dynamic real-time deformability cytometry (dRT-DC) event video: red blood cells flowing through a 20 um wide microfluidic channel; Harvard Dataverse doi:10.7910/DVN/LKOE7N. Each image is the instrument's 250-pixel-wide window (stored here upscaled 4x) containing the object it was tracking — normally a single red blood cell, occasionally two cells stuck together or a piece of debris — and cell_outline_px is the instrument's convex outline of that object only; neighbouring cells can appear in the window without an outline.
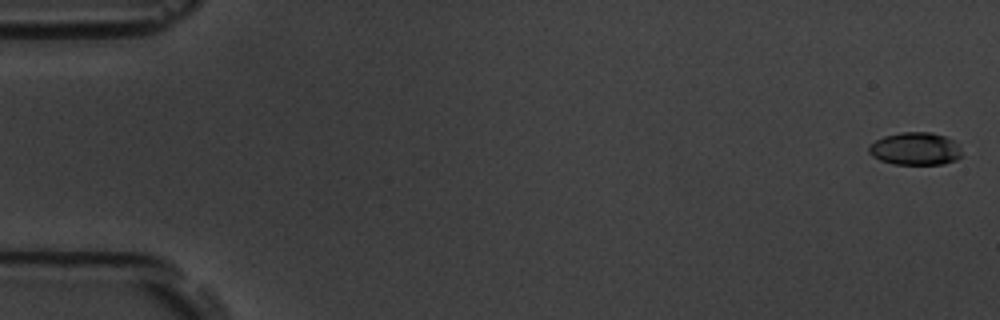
{"species": "common noctule bat (a hibernating species)", "species_latin": "Nyctalus noctula", "temperature_condition": "room temperature", "stored_images_in_passage": 5, "camera_frame_rate_fps": 3000, "um_per_image_px": 0.085, "animal": {"sex": "male", "body_mass_g": 19.5, "forearm_length_mm": 54.6}, "frame": {"image": 1, "passage_image": 1, "time_ms": 0.0, "image_size_px": [1000, 320], "cell_outline_px": [[964, 156], [956, 160], [944, 164], [892, 164], [880, 160], [872, 156], [868, 152], [868, 144], [884, 136], [900, 132], [932, 132], [944, 136], [952, 140], [960, 148]], "centroid_in_image_um": [77.79, 12.65], "position_along_channel_um": 7.2, "area_um2": 17.92}}
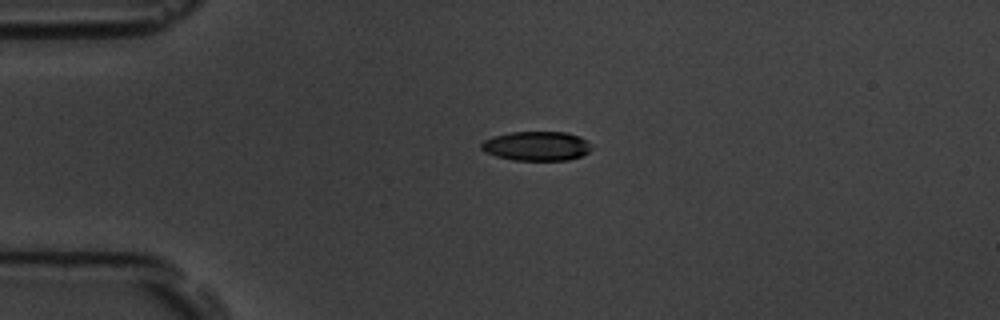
{"frame": {"image": 2, "passage_image": 4, "time_ms": 4.333, "image_size_px": [1000, 320], "cell_outline_px": [[592, 148], [588, 152], [580, 156], [568, 160], [516, 160], [496, 156], [484, 152], [480, 148], [480, 144], [484, 140], [492, 136], [508, 132], [568, 132], [580, 136], [588, 140]], "centroid_in_image_um": [45.6, 12.4], "position_along_channel_um": 39.4, "area_um2": 19.02}}